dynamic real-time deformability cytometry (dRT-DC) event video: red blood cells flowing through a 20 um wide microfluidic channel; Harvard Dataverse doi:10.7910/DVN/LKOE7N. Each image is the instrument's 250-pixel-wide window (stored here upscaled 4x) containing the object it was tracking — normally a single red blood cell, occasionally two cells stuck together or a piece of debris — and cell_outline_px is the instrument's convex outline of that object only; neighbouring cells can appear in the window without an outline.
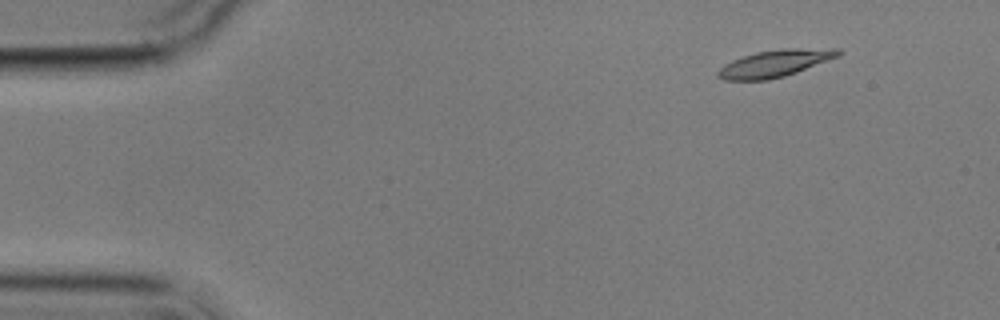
{"species": "common noctule bat (a hibernating species)", "species_latin": "Nyctalus noctula", "temperature_condition": "cold", "stored_images_in_passage": 6, "camera_frame_rate_fps": 3000, "um_per_image_px": 0.085, "animal": {"sex": "male", "body_mass_g": 17.9}, "frame": {"image": 1, "passage_image": 2, "time_ms": 1.0, "image_size_px": [1000, 320], "cell_outline_px": [[844, 52], [840, 56], [796, 72], [784, 76], [768, 80], [724, 80], [716, 76], [716, 72], [724, 64], [732, 60], [756, 52], [780, 48], [840, 48]], "centroid_in_image_um": [65.9, 5.37], "position_along_channel_um": 19.1, "area_um2": 19.13}}
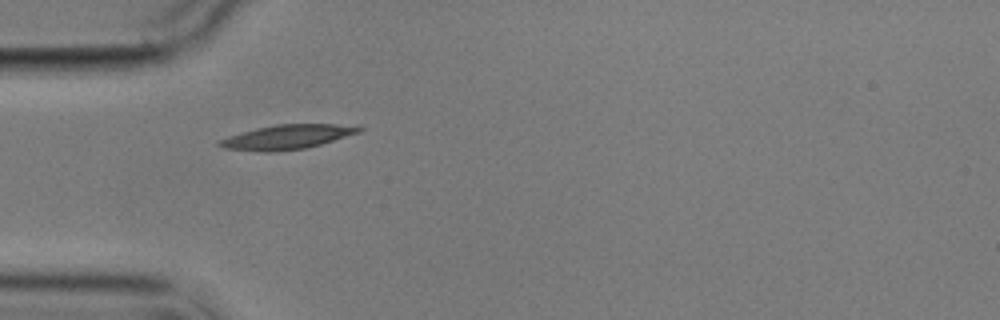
{"frame": {"image": 2, "passage_image": 5, "time_ms": 4.667, "image_size_px": [1000, 320], "cell_outline_px": [[364, 128], [360, 132], [320, 144], [304, 148], [268, 152], [264, 152], [224, 148], [216, 144], [220, 140], [228, 136], [256, 128], [276, 124], [336, 124]], "centroid_in_image_um": [24.36, 11.64], "position_along_channel_um": 60.6, "area_um2": 19.48}}
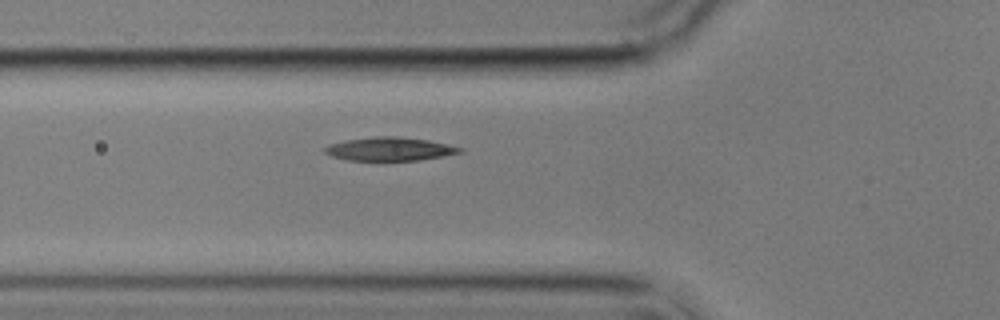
{"frame": {"image": 3, "passage_image": 6, "time_ms": 5.667, "image_size_px": [1000, 320], "cell_outline_px": [[464, 152], [444, 156], [420, 160], [348, 160], [332, 156], [324, 152], [324, 148], [328, 144], [348, 140], [376, 136], [396, 136], [428, 140], [464, 148]], "centroid_in_image_um": [33.15, 12.66], "position_along_channel_um": 92.6, "area_um2": 18.38}}